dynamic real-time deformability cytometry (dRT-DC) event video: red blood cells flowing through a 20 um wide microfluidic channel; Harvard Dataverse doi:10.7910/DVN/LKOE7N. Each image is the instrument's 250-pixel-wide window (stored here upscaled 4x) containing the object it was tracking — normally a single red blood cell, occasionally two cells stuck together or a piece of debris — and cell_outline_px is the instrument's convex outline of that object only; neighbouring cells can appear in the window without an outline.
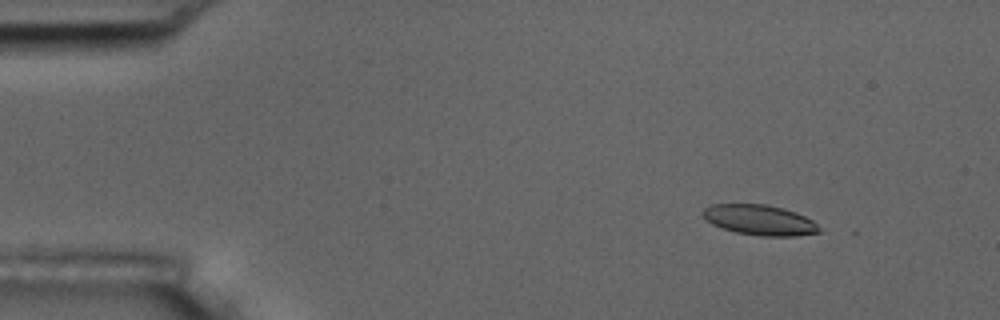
{"species": "common noctule bat (a hibernating species)", "species_latin": "Nyctalus noctula", "temperature_condition": "room temperature", "stored_images_in_passage": 42, "camera_frame_rate_fps": 3000, "um_per_image_px": 0.085, "animal": {"sex": "male", "body_mass_g": 17.5, "forearm_length_mm": 52.3}, "frame": {"image": 1, "passage_image": 7, "time_ms": 2.0, "image_size_px": [1000, 320], "cell_outline_px": [[820, 232], [796, 236], [760, 236], [736, 232], [712, 224], [704, 216], [704, 208], [712, 204], [768, 204], [784, 208], [796, 212], [812, 220], [820, 228]], "centroid_in_image_um": [64.6, 18.69], "position_along_channel_um": 20.4, "area_um2": 20.4}}
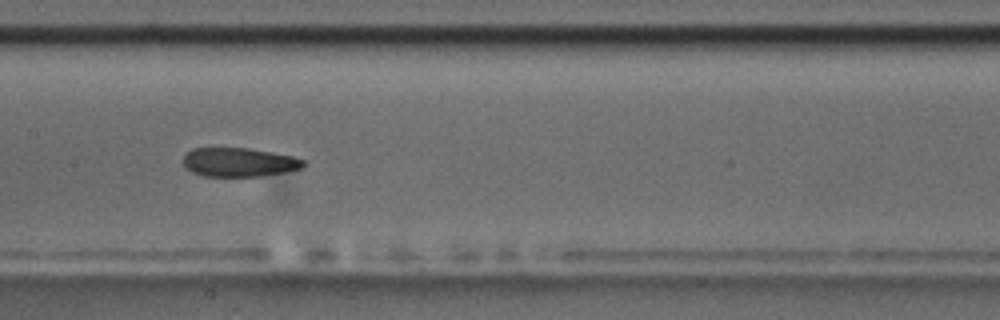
{"frame": {"image": 2, "passage_image": 28, "time_ms": 9.0, "image_size_px": [1000, 320], "cell_outline_px": [[308, 164], [304, 168], [284, 172], [260, 176], [204, 176], [192, 172], [184, 164], [184, 156], [192, 148], [248, 148], [272, 152], [292, 156], [308, 160]], "centroid_in_image_um": [20.4, 13.79], "position_along_channel_um": 187.0, "area_um2": 20.35}}
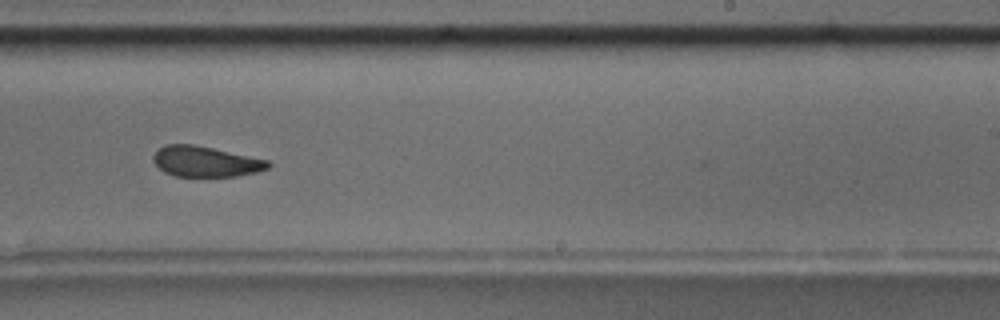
{"frame": {"image": 3, "passage_image": 35, "time_ms": 11.333, "image_size_px": [1000, 320], "cell_outline_px": [[272, 164], [268, 168], [256, 172], [236, 176], [176, 176], [164, 172], [152, 160], [152, 156], [164, 144], [196, 144], [268, 160]], "centroid_in_image_um": [17.47, 13.72], "position_along_channel_um": 271.5, "area_um2": 20.4}}